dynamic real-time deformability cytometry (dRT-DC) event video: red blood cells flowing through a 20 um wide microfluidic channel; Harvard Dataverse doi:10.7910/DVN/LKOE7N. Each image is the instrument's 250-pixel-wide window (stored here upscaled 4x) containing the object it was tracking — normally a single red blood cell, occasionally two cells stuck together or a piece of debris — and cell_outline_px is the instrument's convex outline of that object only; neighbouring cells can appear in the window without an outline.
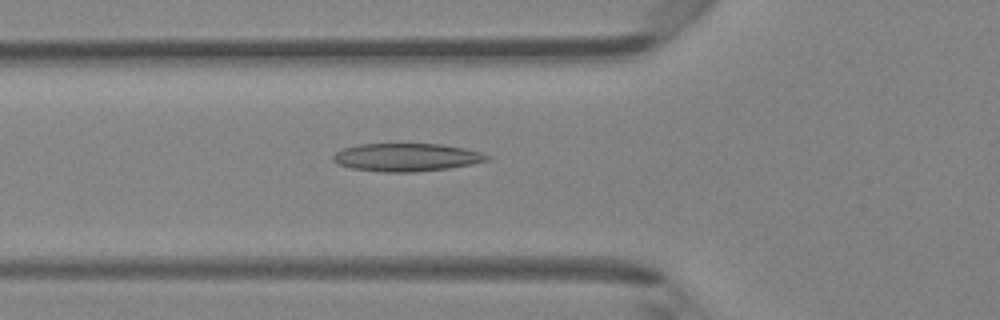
{"species": "Egyptian fruit bat (a non-hibernating species)", "species_latin": "Rousettus aegyptiacus", "temperature_condition": "room temperature", "stored_images_in_passage": 32, "camera_frame_rate_fps": 3000, "um_per_image_px": 0.085, "animal": {"sex": "female"}, "frame": {"image": 1, "passage_image": 2, "time_ms": 0.333, "image_size_px": [1000, 320], "cell_outline_px": [[492, 160], [472, 164], [448, 168], [416, 172], [384, 172], [352, 168], [336, 164], [332, 160], [332, 156], [336, 152], [344, 148], [360, 144], [440, 144], [464, 148], [480, 152], [492, 156]], "centroid_in_image_um": [34.58, 13.37], "position_along_channel_um": 91.2, "area_um2": 25.2}}
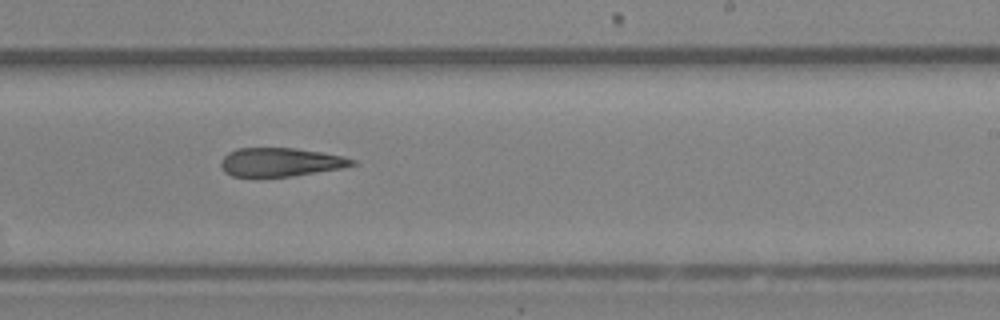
{"frame": {"image": 2, "passage_image": 14, "time_ms": 4.333, "image_size_px": [1000, 320], "cell_outline_px": [[360, 164], [344, 168], [292, 176], [232, 176], [224, 172], [220, 168], [220, 160], [228, 152], [236, 148], [296, 148], [344, 156], [356, 160]], "centroid_in_image_um": [23.87, 13.78], "position_along_channel_um": 265.1, "area_um2": 22.14}}
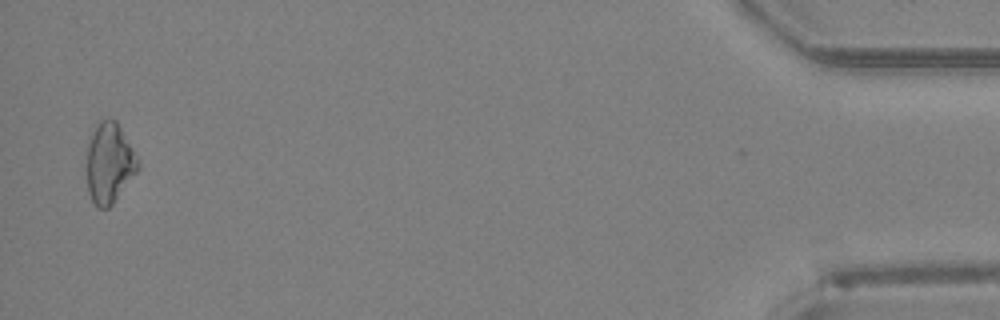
{"frame": {"image": 3, "passage_image": 31, "time_ms": 10.0, "image_size_px": [1000, 320], "cell_outline_px": [[140, 168], [112, 204], [108, 208], [96, 208], [88, 192], [88, 144], [92, 132], [96, 124], [100, 120], [116, 120], [132, 148], [140, 164]], "centroid_in_image_um": [9.3, 13.88], "position_along_channel_um": 425.9, "area_um2": 23.58}}